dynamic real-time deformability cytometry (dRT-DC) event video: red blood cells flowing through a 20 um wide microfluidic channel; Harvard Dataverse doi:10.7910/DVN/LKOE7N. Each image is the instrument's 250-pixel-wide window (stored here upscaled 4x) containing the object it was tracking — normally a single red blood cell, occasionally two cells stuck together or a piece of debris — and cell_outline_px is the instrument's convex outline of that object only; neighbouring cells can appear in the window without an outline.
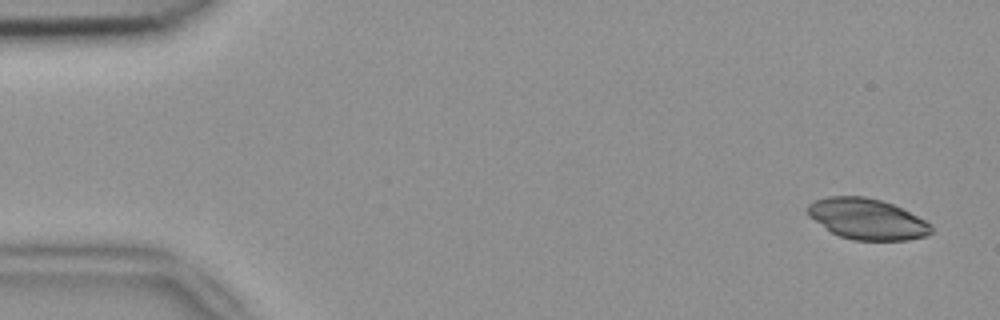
{"species": "common noctule bat (a hibernating species)", "species_latin": "Nyctalus noctula", "temperature_condition": "room temperature", "stored_images_in_passage": 14, "camera_frame_rate_fps": 3000, "um_per_image_px": 0.085, "animal": {"sex": "female", "body_mass_g": 18.4}, "frame": {"image": 1, "passage_image": 3, "time_ms": 0.667, "image_size_px": [1000, 320], "cell_outline_px": [[932, 232], [928, 236], [908, 240], [852, 240], [840, 236], [832, 232], [808, 216], [804, 208], [808, 204], [816, 200], [828, 196], [864, 196], [880, 200], [892, 204], [932, 224]], "centroid_in_image_um": [73.68, 18.62], "position_along_channel_um": 11.3, "area_um2": 29.36}}